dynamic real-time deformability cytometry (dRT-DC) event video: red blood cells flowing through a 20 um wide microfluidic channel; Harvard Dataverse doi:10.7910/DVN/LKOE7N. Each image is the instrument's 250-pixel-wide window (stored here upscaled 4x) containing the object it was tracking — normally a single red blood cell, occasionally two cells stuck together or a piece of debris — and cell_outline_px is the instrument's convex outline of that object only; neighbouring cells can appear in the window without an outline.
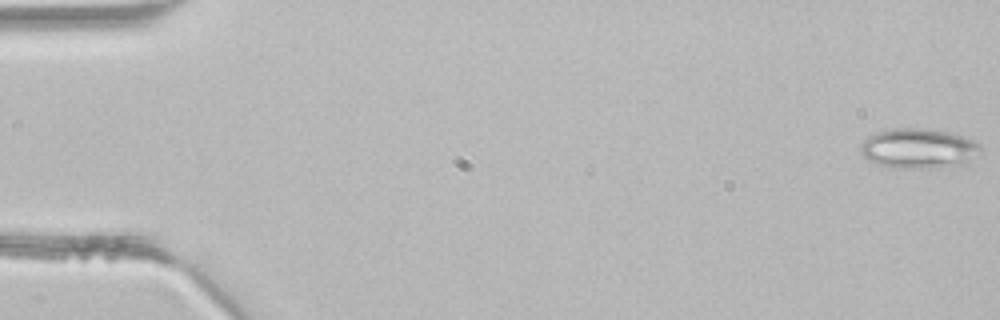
{"species": "common noctule bat (a hibernating species)", "species_latin": "Nyctalus noctula", "temperature_condition": "room temperature", "stored_images_in_passage": 3, "camera_frame_rate_fps": 3000, "um_per_image_px": 0.085, "animal": {"sex": "male", "body_mass_g": 21.5, "forearm_length_mm": 52.0}, "frame": {"image": 1, "passage_image": 1, "time_ms": 0.0, "image_size_px": [1000, 320], "cell_outline_px": [[984, 148], [968, 164], [936, 168], [896, 168], [876, 164], [868, 160], [860, 152], [860, 144], [872, 132], [896, 128], [920, 128], [948, 132], [972, 140], [980, 144]], "centroid_in_image_um": [78.08, 12.63], "position_along_channel_um": 6.9, "area_um2": 28.32}}